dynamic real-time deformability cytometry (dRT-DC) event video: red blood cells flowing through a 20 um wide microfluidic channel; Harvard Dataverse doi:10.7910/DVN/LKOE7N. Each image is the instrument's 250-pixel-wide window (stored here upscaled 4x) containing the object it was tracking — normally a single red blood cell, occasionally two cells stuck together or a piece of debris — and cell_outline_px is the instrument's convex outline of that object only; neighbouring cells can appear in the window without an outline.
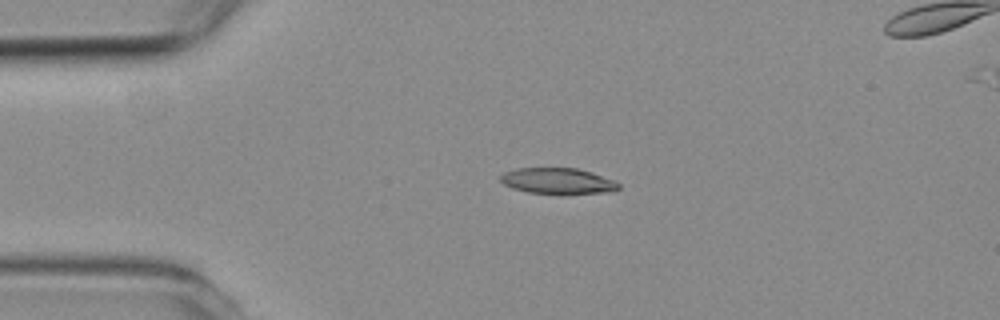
{"species": "common noctule bat (a hibernating species)", "species_latin": "Nyctalus noctula", "temperature_condition": "room temperature", "stored_images_in_passage": 5, "camera_frame_rate_fps": 3000, "um_per_image_px": 0.085, "animal": {"sex": "female", "body_mass_g": 19.3, "forearm_length_mm": 54.1}, "frame": {"image": 1, "passage_image": 3, "time_ms": 2.333, "image_size_px": [1000, 320], "cell_outline_px": [[620, 188], [600, 192], [528, 192], [512, 188], [504, 184], [500, 180], [500, 176], [504, 172], [516, 168], [576, 168], [592, 172], [616, 180], [620, 184]], "centroid_in_image_um": [47.38, 15.34], "position_along_channel_um": 37.6, "area_um2": 17.28}}
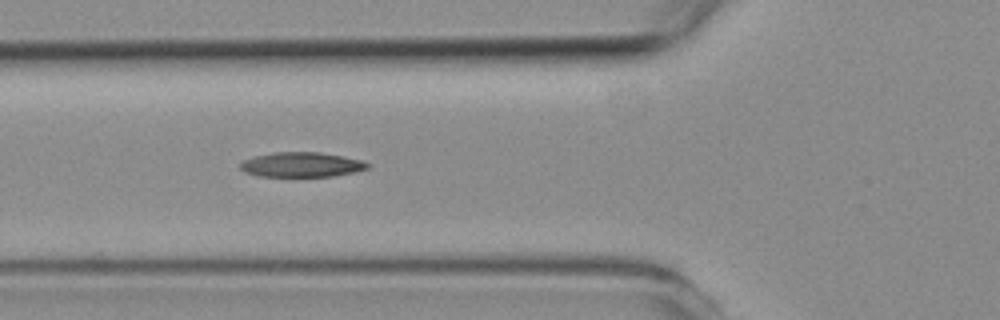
{"frame": {"image": 2, "passage_image": 5, "time_ms": 4.667, "image_size_px": [1000, 320], "cell_outline_px": [[372, 164], [368, 168], [356, 172], [332, 176], [260, 176], [244, 172], [240, 168], [240, 164], [244, 160], [252, 156], [276, 152], [320, 152], [360, 160]], "centroid_in_image_um": [25.63, 13.99], "position_along_channel_um": 100.2, "area_um2": 18.32}}